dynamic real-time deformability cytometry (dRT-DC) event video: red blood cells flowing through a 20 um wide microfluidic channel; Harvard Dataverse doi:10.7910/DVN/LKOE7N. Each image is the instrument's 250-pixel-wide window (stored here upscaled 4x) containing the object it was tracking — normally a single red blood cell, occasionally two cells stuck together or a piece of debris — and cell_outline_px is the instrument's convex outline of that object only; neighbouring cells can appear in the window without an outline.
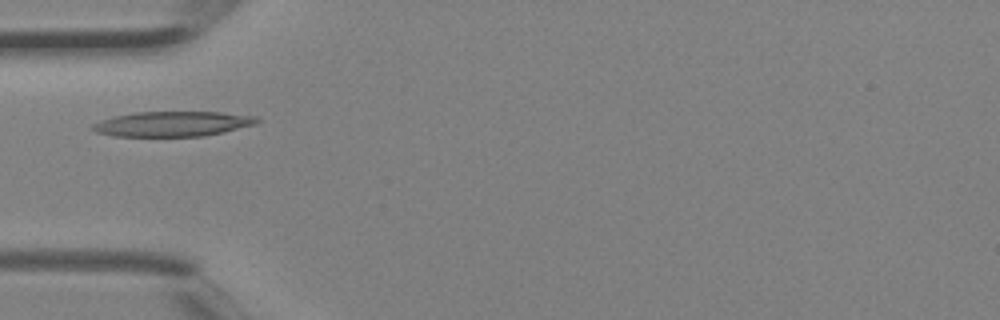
{"species": "Egyptian fruit bat (a non-hibernating species)", "species_latin": "Rousettus aegyptiacus", "temperature_condition": "room temperature", "stored_images_in_passage": 2, "camera_frame_rate_fps": 3000, "um_per_image_px": 0.085, "animal": {"sex": "female"}, "frame": {"image": 1, "passage_image": 2, "time_ms": 0.333, "image_size_px": [1000, 320], "cell_outline_px": [[260, 120], [256, 124], [204, 136], [112, 136], [96, 132], [92, 128], [92, 124], [100, 120], [116, 116], [136, 112], [220, 112], [256, 116]], "centroid_in_image_um": [14.66, 10.53], "position_along_channel_um": 70.3, "area_um2": 23.81}}